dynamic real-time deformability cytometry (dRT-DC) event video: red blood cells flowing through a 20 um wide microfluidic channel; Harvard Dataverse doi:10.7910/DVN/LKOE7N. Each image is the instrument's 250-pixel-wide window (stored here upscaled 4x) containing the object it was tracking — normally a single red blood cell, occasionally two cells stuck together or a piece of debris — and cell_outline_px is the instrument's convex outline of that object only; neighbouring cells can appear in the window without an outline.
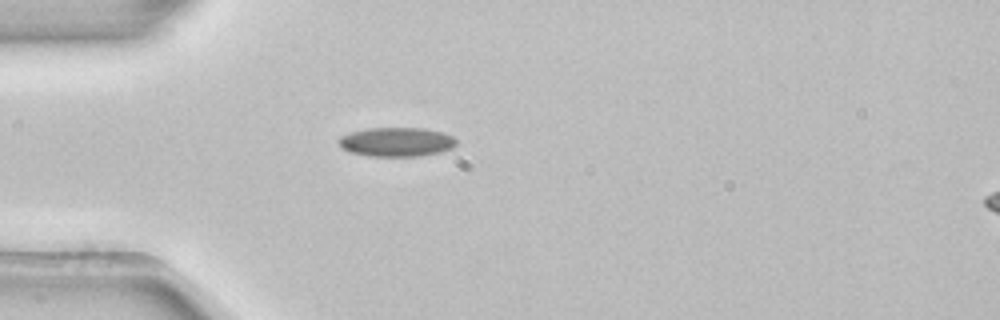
{"species": "common noctule bat (a hibernating species)", "species_latin": "Nyctalus noctula", "temperature_condition": "room temperature", "stored_images_in_passage": 3, "camera_frame_rate_fps": 3000, "um_per_image_px": 0.085, "animal": {"sex": "female", "body_mass_g": 22.7, "forearm_length_mm": 54.2}, "frame": {"image": 1, "passage_image": 3, "time_ms": 0.667, "image_size_px": [1000, 320], "cell_outline_px": [[456, 144], [452, 148], [440, 152], [420, 156], [368, 156], [348, 152], [340, 144], [340, 136], [352, 132], [368, 128], [424, 128], [444, 132], [452, 136], [456, 140]], "centroid_in_image_um": [33.74, 12.06], "position_along_channel_um": 51.3, "area_um2": 19.94}}